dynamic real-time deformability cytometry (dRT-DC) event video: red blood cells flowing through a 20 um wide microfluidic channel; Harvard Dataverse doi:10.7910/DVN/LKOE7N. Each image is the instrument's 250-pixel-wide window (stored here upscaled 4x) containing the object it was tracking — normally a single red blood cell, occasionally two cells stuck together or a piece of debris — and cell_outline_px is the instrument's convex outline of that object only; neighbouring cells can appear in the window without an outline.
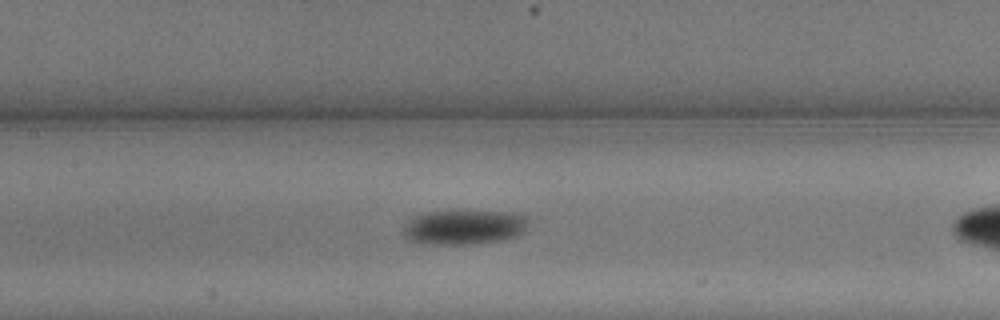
{"species": "common noctule bat (a hibernating species)", "species_latin": "Nyctalus noctula", "temperature_condition": "warm", "stored_images_in_passage": 10, "camera_frame_rate_fps": 3000, "um_per_image_px": 0.085, "animal": {"sex": "male", "body_mass_g": 13.3}, "frame": {"image": 1, "passage_image": 7, "time_ms": 2.0, "image_size_px": [1000, 320], "cell_outline_px": [[528, 224], [524, 232], [516, 236], [500, 240], [468, 244], [424, 244], [408, 240], [404, 236], [404, 224], [416, 216], [428, 212], [512, 212], [528, 216]], "centroid_in_image_um": [39.46, 19.32], "position_along_channel_um": 167.9, "area_um2": 24.97}}